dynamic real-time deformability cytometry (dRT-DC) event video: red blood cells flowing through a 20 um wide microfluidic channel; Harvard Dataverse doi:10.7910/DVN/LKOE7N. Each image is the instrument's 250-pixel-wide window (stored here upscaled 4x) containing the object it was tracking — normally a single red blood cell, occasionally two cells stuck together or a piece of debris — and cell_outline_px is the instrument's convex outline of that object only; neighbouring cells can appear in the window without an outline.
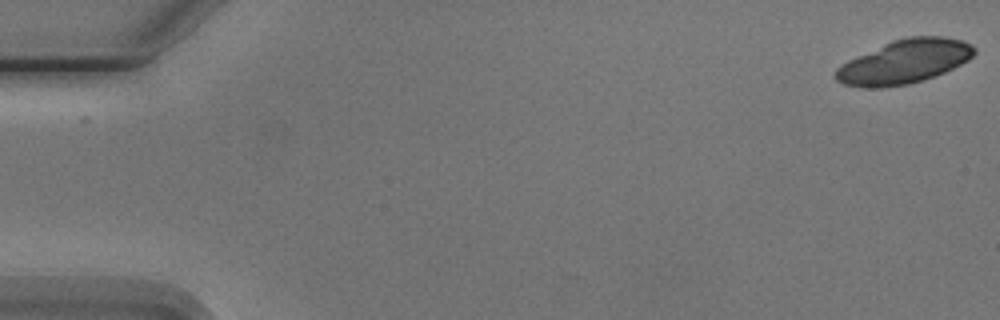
{"species": "Egyptian fruit bat (a non-hibernating species)", "species_latin": "Rousettus aegyptiacus", "temperature_condition": "cold", "stored_images_in_passage": 9, "segment_of_instrument_passage": [1, 2], "camera_frame_rate_fps": 3000, "um_per_image_px": 0.085, "animal": {"sex": "male"}, "frame": {"image": 1, "passage_image": 1, "time_ms": 0.0, "image_size_px": [1000, 320], "cell_outline_px": [[976, 52], [968, 60], [944, 72], [908, 84], [880, 88], [860, 88], [844, 84], [836, 80], [832, 76], [836, 68], [840, 64], [848, 60], [892, 40], [908, 36], [944, 36], [960, 40], [972, 44], [976, 48]], "centroid_in_image_um": [76.83, 5.24], "position_along_channel_um": 8.2, "area_um2": 35.43}}